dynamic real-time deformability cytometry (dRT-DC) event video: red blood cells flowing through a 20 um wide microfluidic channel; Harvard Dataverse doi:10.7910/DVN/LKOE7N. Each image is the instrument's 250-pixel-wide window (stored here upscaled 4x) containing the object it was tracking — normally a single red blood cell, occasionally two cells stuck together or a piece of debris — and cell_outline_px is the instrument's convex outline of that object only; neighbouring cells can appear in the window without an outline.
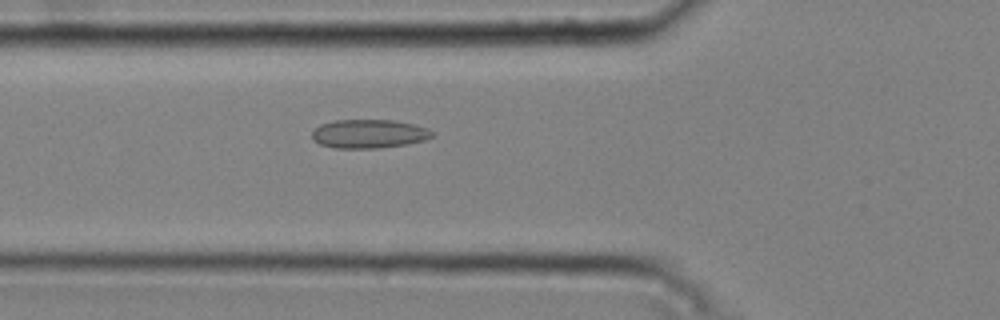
{"species": "common noctule bat (a hibernating species)", "species_latin": "Nyctalus noctula", "temperature_condition": "cold", "stored_images_in_passage": 40, "camera_frame_rate_fps": 3000, "um_per_image_px": 0.085, "animal": {"sex": "male", "body_mass_g": 20.4}, "frame": {"image": 1, "passage_image": 11, "time_ms": 3.333, "image_size_px": [1000, 320], "cell_outline_px": [[436, 132], [432, 136], [424, 140], [408, 144], [380, 148], [336, 148], [320, 144], [312, 140], [312, 132], [320, 124], [336, 120], [392, 120], [412, 124], [428, 128]], "centroid_in_image_um": [31.37, 11.37], "position_along_channel_um": 94.4, "area_um2": 20.17}}
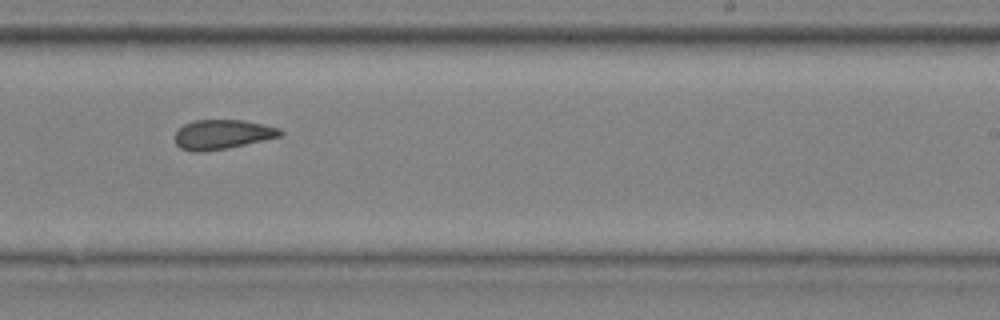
{"frame": {"image": 2, "passage_image": 25, "time_ms": 8.0, "image_size_px": [1000, 320], "cell_outline_px": [[284, 132], [280, 136], [264, 140], [228, 148], [204, 152], [192, 152], [180, 148], [176, 144], [176, 132], [184, 124], [192, 120], [244, 120], [264, 124], [280, 128]], "centroid_in_image_um": [18.9, 11.43], "position_along_channel_um": 270.1, "area_um2": 18.21}}
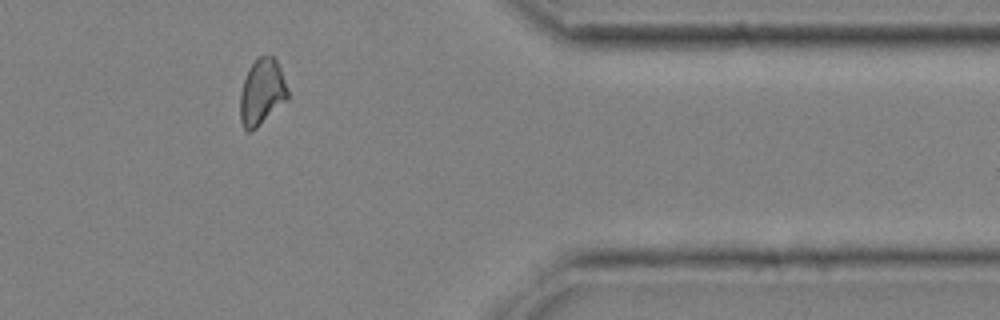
{"frame": {"image": 3, "passage_image": 36, "time_ms": 11.667, "image_size_px": [1000, 320], "cell_outline_px": [[288, 100], [252, 132], [248, 132], [244, 128], [240, 120], [240, 92], [248, 68], [260, 56], [272, 56], [276, 60], [280, 68], [288, 88]], "centroid_in_image_um": [22.26, 7.86], "position_along_channel_um": 389.1, "area_um2": 18.44}}